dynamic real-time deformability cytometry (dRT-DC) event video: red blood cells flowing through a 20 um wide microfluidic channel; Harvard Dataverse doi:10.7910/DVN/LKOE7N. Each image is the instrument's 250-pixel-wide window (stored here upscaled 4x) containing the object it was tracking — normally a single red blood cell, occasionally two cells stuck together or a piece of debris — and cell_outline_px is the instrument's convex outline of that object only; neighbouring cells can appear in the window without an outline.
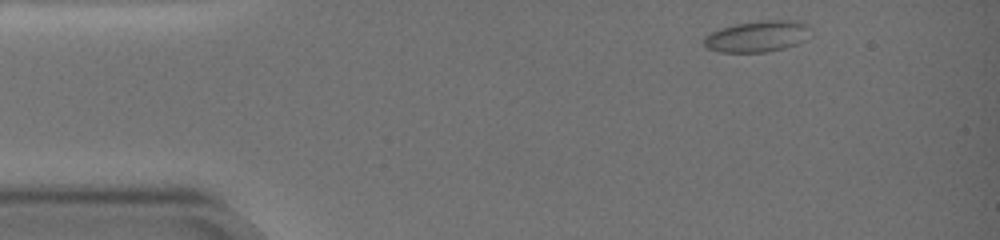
{"species": "common noctule bat (a hibernating species)", "species_latin": "Nyctalus noctula", "temperature_condition": "warm", "stored_images_in_passage": 1, "camera_frame_rate_fps": 3000, "um_per_image_px": 0.085, "animal": {"sex": "female", "body_mass_g": 19.0, "forearm_length_mm": 51.5}, "frame": {"image": 1, "passage_image": 1, "time_ms": 0.0, "image_size_px": [1000, 240], "cell_outline_px": [[792, 24], [780, 48], [760, 52], [724, 52], [708, 48], [704, 44], [704, 40], [708, 36], [724, 28], [740, 24]], "centroid_in_image_um": [63.61, 3.23], "position_along_channel_um": 21.4, "area_um2": 14.16}}